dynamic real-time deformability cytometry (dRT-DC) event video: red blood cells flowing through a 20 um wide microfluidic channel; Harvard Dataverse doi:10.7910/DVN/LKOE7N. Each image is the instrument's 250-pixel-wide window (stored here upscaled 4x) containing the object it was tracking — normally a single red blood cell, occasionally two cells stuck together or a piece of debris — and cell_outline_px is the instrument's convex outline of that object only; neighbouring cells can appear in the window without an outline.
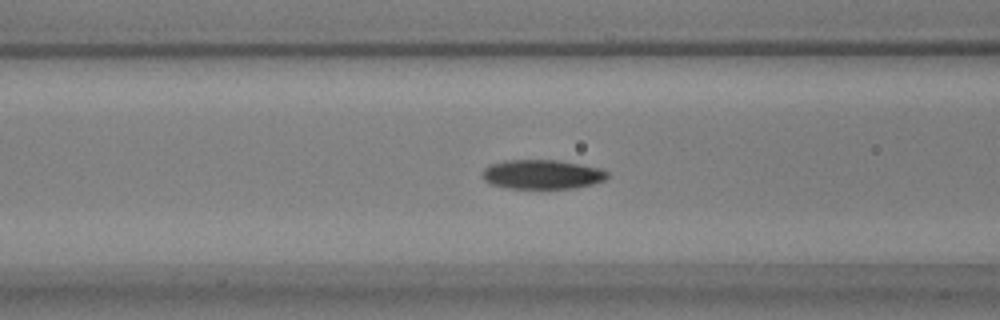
{"species": "common noctule bat (a hibernating species)", "species_latin": "Nyctalus noctula", "temperature_condition": "warm", "stored_images_in_passage": 39, "segment_of_instrument_passage": [1, 2], "camera_frame_rate_fps": 3000, "um_per_image_px": 0.085, "animal": {"sex": "male", "body_mass_g": 17.9, "forearm_length_mm": 54.2}, "frame": {"image": 1, "passage_image": 5, "time_ms": 1.333, "image_size_px": [1000, 320], "cell_outline_px": [[608, 176], [604, 180], [592, 184], [576, 188], [508, 188], [488, 184], [484, 180], [484, 168], [488, 164], [504, 160], [556, 160], [580, 164], [600, 168], [608, 172]], "centroid_in_image_um": [46.06, 14.82], "position_along_channel_um": 120.5, "area_um2": 21.39}}
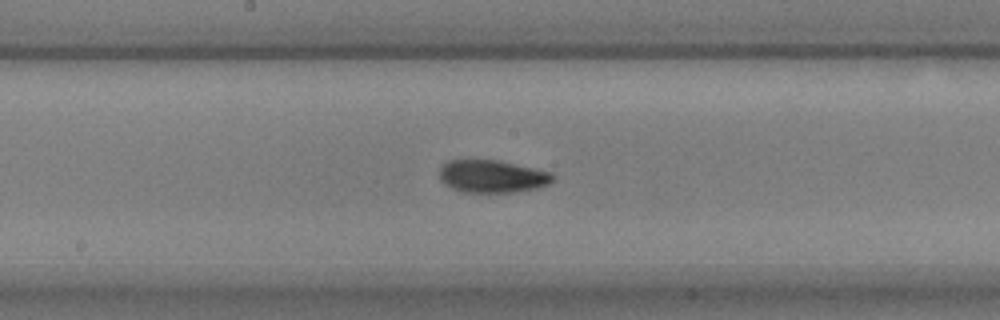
{"frame": {"image": 2, "passage_image": 12, "time_ms": 3.667, "image_size_px": [1000, 320], "cell_outline_px": [[556, 176], [548, 184], [536, 188], [512, 192], [464, 192], [452, 188], [444, 184], [440, 180], [440, 168], [448, 160], [500, 160], [552, 172]], "centroid_in_image_um": [41.85, 14.98], "position_along_channel_um": 206.4, "area_um2": 21.56}}
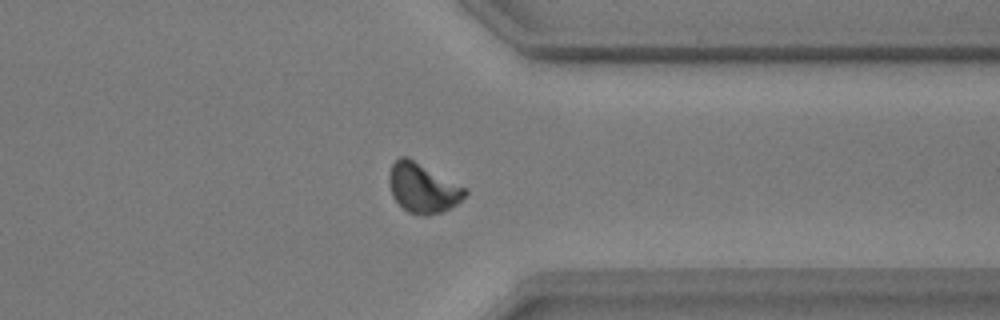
{"frame": {"image": 3, "passage_image": 26, "time_ms": 8.333, "image_size_px": [1000, 320], "cell_outline_px": [[468, 192], [456, 204], [444, 212], [428, 216], [424, 216], [408, 212], [392, 196], [388, 180], [388, 176], [392, 164], [400, 156], [408, 156], [468, 188]], "centroid_in_image_um": [35.95, 15.97], "position_along_channel_um": 375.5, "area_um2": 22.2}}